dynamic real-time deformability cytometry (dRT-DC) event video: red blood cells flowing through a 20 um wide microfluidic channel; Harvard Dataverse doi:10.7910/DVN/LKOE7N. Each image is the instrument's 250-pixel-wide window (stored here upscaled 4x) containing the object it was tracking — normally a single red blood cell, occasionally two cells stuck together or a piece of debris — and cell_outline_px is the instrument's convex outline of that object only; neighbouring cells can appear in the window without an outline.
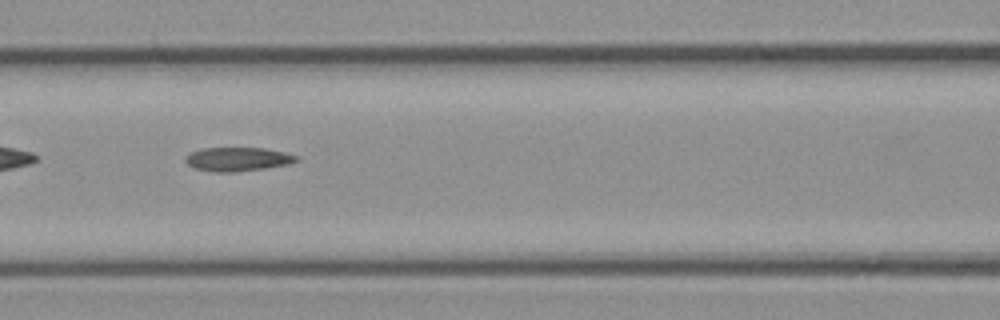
{"species": "common noctule bat (a hibernating species)", "species_latin": "Nyctalus noctula", "temperature_condition": "cold", "stored_images_in_passage": 52, "segment_of_instrument_passage": [2, 2], "camera_frame_rate_fps": 3000, "um_per_image_px": 0.085, "animal": {"sex": "female", "body_mass_g": 21.9}, "frame": {"image": 1, "passage_image": 23, "time_ms": 7.333, "image_size_px": [1000, 320], "cell_outline_px": [[300, 160], [288, 164], [264, 168], [236, 172], [212, 172], [196, 168], [188, 164], [184, 160], [192, 152], [204, 148], [264, 148], [284, 152], [300, 156]], "centroid_in_image_um": [20.26, 13.53], "position_along_channel_um": 146.3, "area_um2": 15.32}}
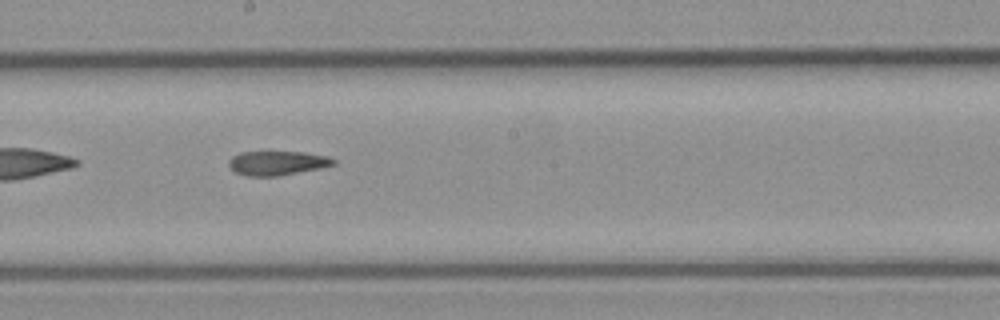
{"frame": {"image": 2, "passage_image": 29, "time_ms": 9.333, "image_size_px": [1000, 320], "cell_outline_px": [[336, 164], [320, 168], [280, 176], [244, 176], [228, 168], [228, 160], [232, 156], [240, 152], [304, 152], [328, 156], [336, 160]], "centroid_in_image_um": [23.54, 13.86], "position_along_channel_um": 224.7, "area_um2": 14.97}}
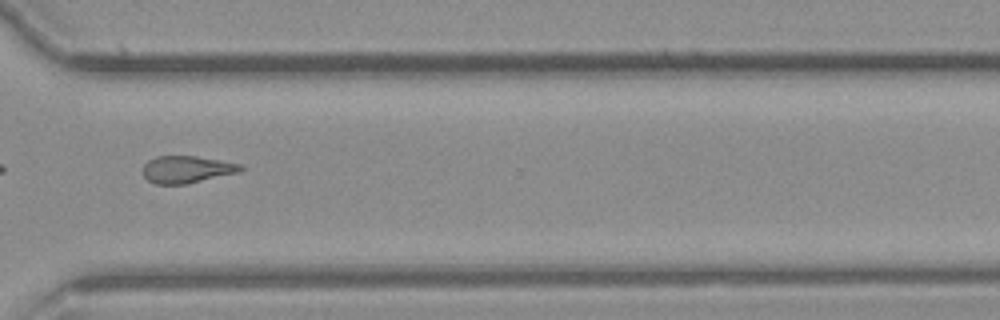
{"frame": {"image": 3, "passage_image": 39, "time_ms": 12.667, "image_size_px": [1000, 320], "cell_outline_px": [[244, 168], [240, 172], [188, 184], [156, 184], [148, 180], [144, 176], [144, 164], [148, 160], [156, 156], [196, 156], [240, 164]], "centroid_in_image_um": [15.88, 14.4], "position_along_channel_um": 354.7, "area_um2": 15.43}}